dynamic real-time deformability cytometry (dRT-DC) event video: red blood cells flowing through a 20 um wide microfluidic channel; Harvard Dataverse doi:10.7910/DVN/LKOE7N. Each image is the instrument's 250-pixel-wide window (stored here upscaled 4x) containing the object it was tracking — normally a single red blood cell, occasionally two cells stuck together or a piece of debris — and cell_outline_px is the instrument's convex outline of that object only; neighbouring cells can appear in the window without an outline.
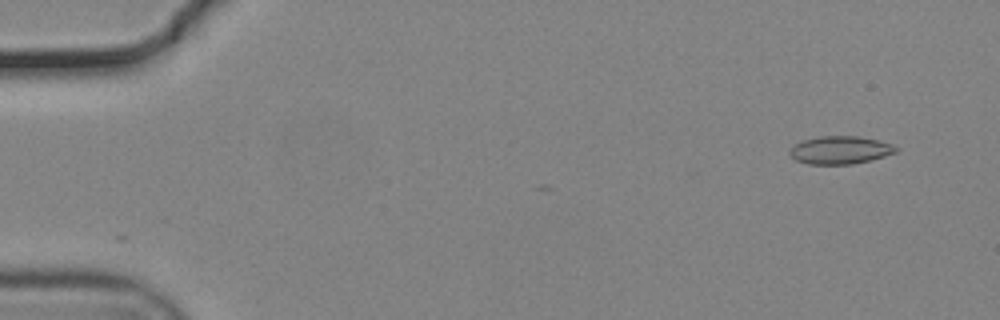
{"species": "common noctule bat (a hibernating species)", "species_latin": "Nyctalus noctula", "temperature_condition": "cold", "stored_images_in_passage": 4, "camera_frame_rate_fps": 3000, "um_per_image_px": 0.085, "animal": {"sex": "male", "body_mass_g": 19.2, "forearm_length_mm": 51.8}, "frame": {"image": 1, "passage_image": 1, "time_ms": 0.0, "image_size_px": [1000, 320], "cell_outline_px": [[900, 148], [896, 152], [872, 160], [852, 164], [808, 164], [796, 160], [788, 152], [796, 144], [804, 140], [820, 136], [856, 136], [880, 140], [892, 144]], "centroid_in_image_um": [71.46, 12.75], "position_along_channel_um": 13.5, "area_um2": 17.22}}